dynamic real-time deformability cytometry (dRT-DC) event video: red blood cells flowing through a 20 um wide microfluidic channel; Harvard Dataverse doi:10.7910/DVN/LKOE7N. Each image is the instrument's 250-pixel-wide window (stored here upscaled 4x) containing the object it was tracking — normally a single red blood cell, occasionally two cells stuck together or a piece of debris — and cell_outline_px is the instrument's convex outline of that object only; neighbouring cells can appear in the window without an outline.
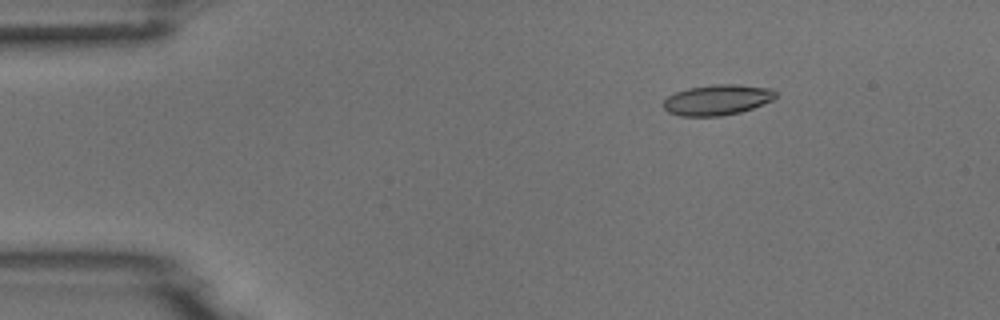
{"species": "common noctule bat (a hibernating species)", "species_latin": "Nyctalus noctula", "temperature_condition": "room temperature", "stored_images_in_passage": 6, "camera_frame_rate_fps": 3000, "um_per_image_px": 0.085, "animal": {"sex": "male", "body_mass_g": 18.8}, "frame": {"image": 1, "passage_image": 3, "time_ms": 2.333, "image_size_px": [1000, 320], "cell_outline_px": [[776, 96], [772, 100], [752, 108], [740, 112], [720, 116], [680, 116], [668, 112], [664, 108], [664, 100], [668, 96], [676, 92], [688, 88], [712, 84], [736, 84], [772, 88], [776, 92]], "centroid_in_image_um": [60.97, 8.48], "position_along_channel_um": 24.0, "area_um2": 19.94}}
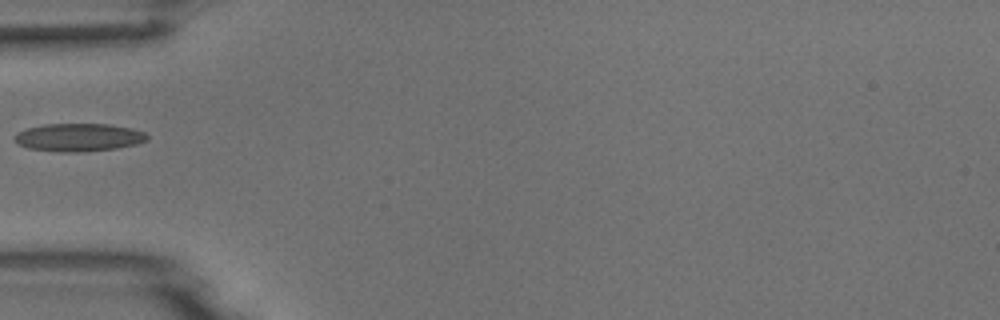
{"frame": {"image": 2, "passage_image": 5, "time_ms": 5.667, "image_size_px": [1000, 320], "cell_outline_px": [[148, 140], [136, 144], [116, 148], [84, 152], [60, 152], [28, 148], [12, 140], [12, 136], [16, 132], [28, 128], [44, 124], [108, 124], [132, 128], [144, 132], [148, 136]], "centroid_in_image_um": [6.66, 11.68], "position_along_channel_um": 78.3, "area_um2": 21.73}}